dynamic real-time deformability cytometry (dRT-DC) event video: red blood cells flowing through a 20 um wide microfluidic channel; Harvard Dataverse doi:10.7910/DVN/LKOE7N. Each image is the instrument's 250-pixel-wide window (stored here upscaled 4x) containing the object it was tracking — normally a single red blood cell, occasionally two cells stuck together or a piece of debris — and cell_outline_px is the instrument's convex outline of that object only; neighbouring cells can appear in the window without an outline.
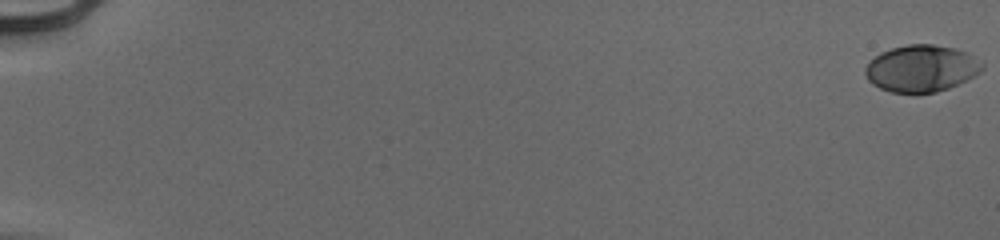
{"species": "human", "species_latin": "Homo sapiens", "temperature_condition": "cold", "stored_images_in_passage": 56, "camera_frame_rate_fps": 3000, "um_per_image_px": 0.085, "donor": {"sex": "male"}, "frame": {"image": 1, "passage_image": 1, "time_ms": 0.0, "image_size_px": [1000, 240], "cell_outline_px": [[984, 68], [980, 72], [948, 88], [936, 92], [892, 92], [880, 88], [872, 84], [868, 80], [864, 72], [864, 68], [880, 52], [892, 48], [908, 44], [932, 44], [956, 48], [968, 52], [984, 60]], "centroid_in_image_um": [78.35, 5.79], "position_along_channel_um": 6.7, "area_um2": 31.91}}
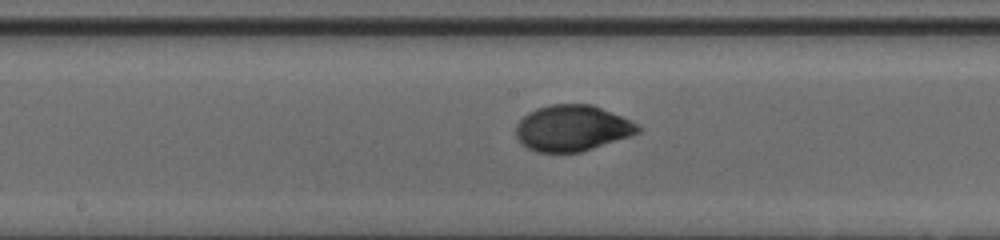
{"frame": {"image": 2, "passage_image": 32, "time_ms": 10.333, "image_size_px": [1000, 240], "cell_outline_px": [[644, 128], [640, 132], [580, 152], [536, 152], [520, 144], [516, 136], [516, 124], [528, 112], [536, 108], [548, 104], [592, 104], [632, 120], [640, 124]], "centroid_in_image_um": [48.63, 10.88], "position_along_channel_um": 199.6, "area_um2": 32.89}}
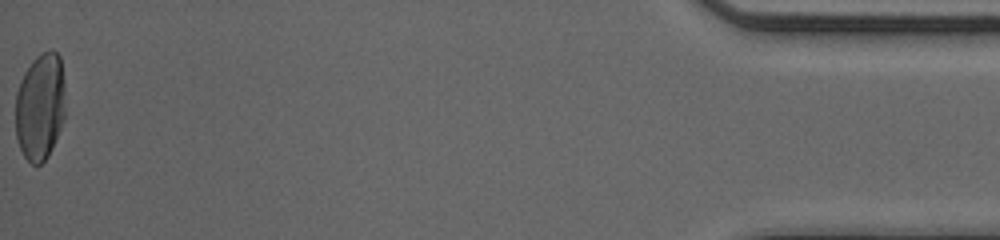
{"frame": {"image": 3, "passage_image": 56, "time_ms": 18.333, "image_size_px": [1000, 240], "cell_outline_px": [[64, 120], [52, 148], [48, 156], [40, 164], [32, 164], [24, 156], [20, 148], [16, 136], [16, 92], [20, 80], [24, 72], [32, 60], [40, 52], [48, 48], [52, 48], [60, 56], [64, 84]], "centroid_in_image_um": [3.41, 9.01], "position_along_channel_um": 431.8, "area_um2": 31.44}, "authors_computed_cell_mechanics": {"area_um2": 31.7322, "velocity_mm_per_s": 3.9528, "shape_relaxation_time_tau1_ms": 3.6967, "shape_relaxation_time_tau2_ms": null, "deformation_change_tau1": 0.1728, "deformation_change_tau2": null}}